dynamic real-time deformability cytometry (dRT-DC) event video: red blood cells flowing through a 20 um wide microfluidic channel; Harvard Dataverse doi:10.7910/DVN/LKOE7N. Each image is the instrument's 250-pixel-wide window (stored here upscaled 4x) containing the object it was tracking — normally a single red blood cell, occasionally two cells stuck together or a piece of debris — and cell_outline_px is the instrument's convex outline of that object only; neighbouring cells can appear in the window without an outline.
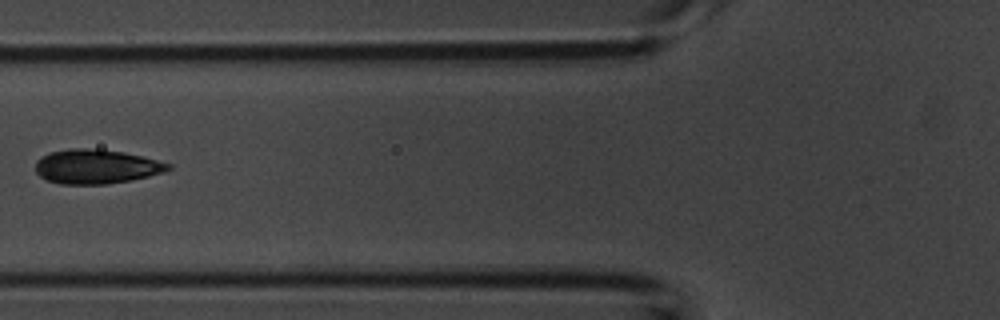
{"species": "common noctule bat (a hibernating species)", "species_latin": "Nyctalus noctula", "temperature_condition": "room temperature", "stored_images_in_passage": 38, "camera_frame_rate_fps": 3000, "um_per_image_px": 0.085, "animal": {"sex": "male", "body_mass_g": 20.1, "forearm_length_mm": 53.5}, "frame": {"image": 1, "passage_image": 5, "time_ms": 1.333, "image_size_px": [1000, 320], "cell_outline_px": [[172, 168], [164, 172], [148, 176], [128, 180], [104, 184], [60, 184], [48, 180], [40, 176], [36, 172], [36, 160], [40, 156], [52, 152], [68, 148], [96, 148], [124, 152], [172, 164]], "centroid_in_image_um": [8.16, 14.14], "position_along_channel_um": 117.6, "area_um2": 26.47}}
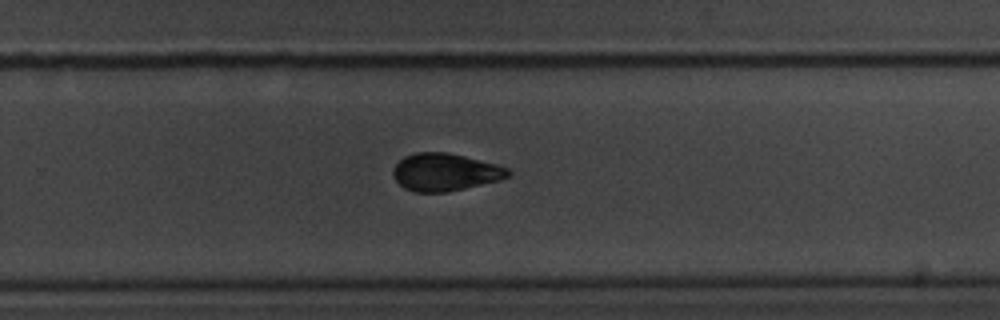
{"frame": {"image": 2, "passage_image": 19, "time_ms": 6.0, "image_size_px": [1000, 320], "cell_outline_px": [[512, 172], [508, 176], [500, 180], [448, 192], [416, 192], [404, 188], [392, 176], [392, 168], [404, 156], [416, 152], [444, 152], [464, 156], [496, 164], [508, 168]], "centroid_in_image_um": [37.81, 14.63], "position_along_channel_um": 292.0, "area_um2": 25.14}}
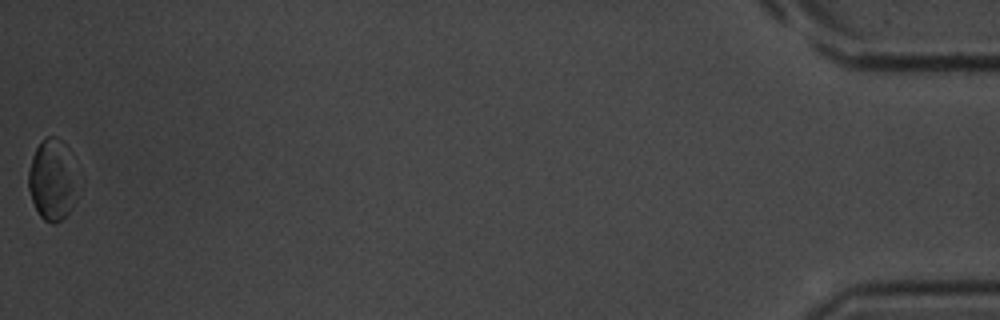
{"frame": {"image": 3, "passage_image": 38, "time_ms": 12.333, "image_size_px": [1000, 320], "cell_outline_px": [[84, 184], [72, 208], [56, 224], [52, 224], [44, 220], [40, 216], [32, 200], [28, 188], [28, 172], [32, 156], [40, 140], [48, 136], [56, 136], [68, 148], [84, 176]], "centroid_in_image_um": [4.59, 15.26], "position_along_channel_um": 430.6, "area_um2": 25.03}, "authors_computed_cell_mechanics": {"area_um2": 24.9118, "velocity_mm_per_s": 3.7405, "shape_relaxation_time_tau1_ms": 0.7108, "shape_relaxation_time_tau2_ms": 0.3831, "deformation_change_tau1": 0.1608, "deformation_change_tau2": 0.0621}}